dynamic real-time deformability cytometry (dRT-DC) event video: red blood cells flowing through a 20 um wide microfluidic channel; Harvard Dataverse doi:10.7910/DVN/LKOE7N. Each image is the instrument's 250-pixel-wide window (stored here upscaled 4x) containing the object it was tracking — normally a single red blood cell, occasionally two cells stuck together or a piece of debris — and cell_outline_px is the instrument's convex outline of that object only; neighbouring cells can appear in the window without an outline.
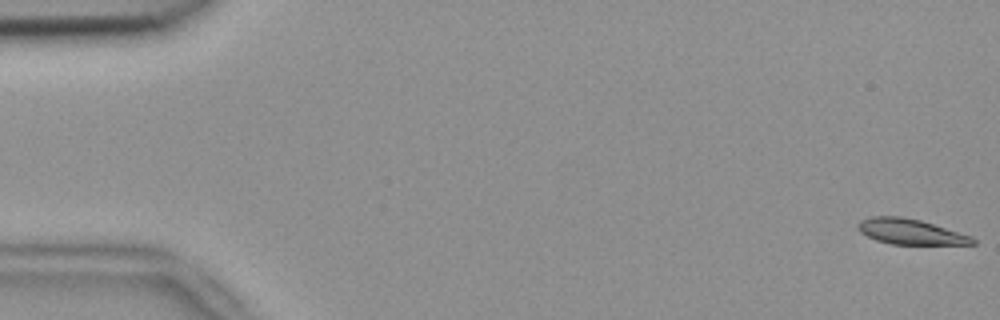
{"species": "common noctule bat (a hibernating species)", "species_latin": "Nyctalus noctula", "temperature_condition": "room temperature", "stored_images_in_passage": 54, "camera_frame_rate_fps": 3000, "um_per_image_px": 0.085, "animal": {"sex": "female", "body_mass_g": 18.4}, "frame": {"image": 1, "passage_image": 1, "time_ms": 0.0, "image_size_px": [1000, 320], "cell_outline_px": [[976, 244], [892, 244], [876, 240], [860, 232], [856, 228], [856, 224], [860, 220], [872, 216], [900, 216], [920, 220], [972, 236], [976, 240]], "centroid_in_image_um": [77.35, 19.69], "position_along_channel_um": 7.6, "area_um2": 16.94}}
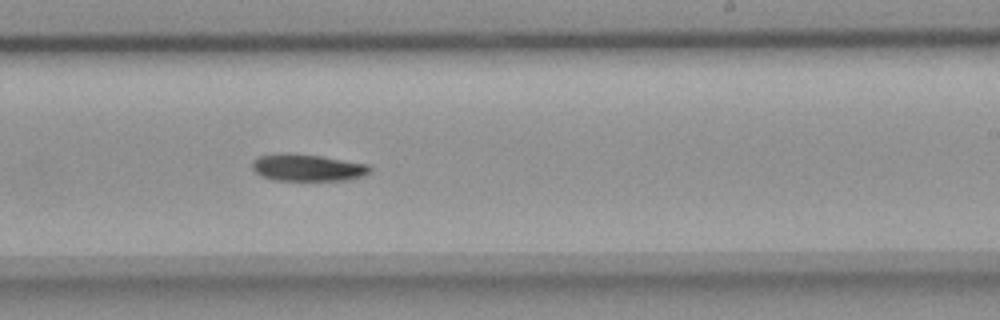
{"frame": {"image": 2, "passage_image": 33, "time_ms": 10.667, "image_size_px": [1000, 320], "cell_outline_px": [[372, 172], [364, 176], [348, 180], [272, 180], [260, 176], [252, 168], [252, 160], [256, 156], [280, 152], [288, 152], [320, 156], [368, 164], [372, 168]], "centroid_in_image_um": [26.11, 14.24], "position_along_channel_um": 262.9, "area_um2": 18.9}}
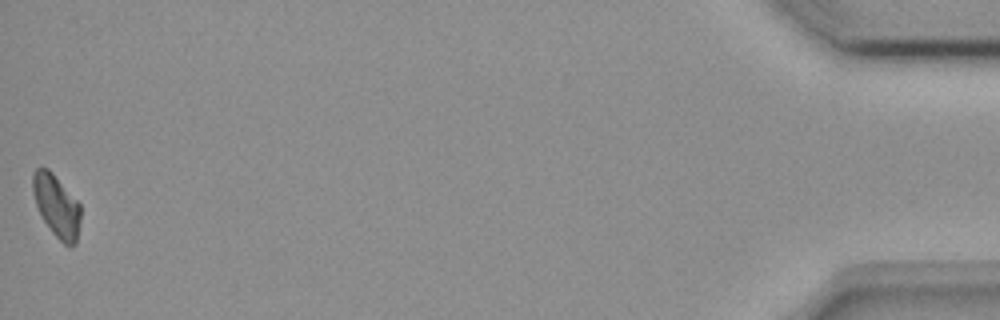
{"frame": {"image": 3, "passage_image": 54, "time_ms": 17.667, "image_size_px": [1000, 320], "cell_outline_px": [[80, 220], [76, 244], [68, 248], [52, 232], [40, 216], [32, 192], [32, 172], [36, 168], [48, 168], [52, 172], [80, 204]], "centroid_in_image_um": [4.79, 17.51], "position_along_channel_um": 430.4, "area_um2": 17.46}, "authors_computed_cell_mechanics": {"area_um2": 18.4093, "velocity_mm_per_s": 3.7597, "shape_relaxation_time_tau1_ms": 9.4323, "shape_relaxation_time_tau2_ms": null, "deformation_change_tau1": 0.1729, "deformation_change_tau2": null}}